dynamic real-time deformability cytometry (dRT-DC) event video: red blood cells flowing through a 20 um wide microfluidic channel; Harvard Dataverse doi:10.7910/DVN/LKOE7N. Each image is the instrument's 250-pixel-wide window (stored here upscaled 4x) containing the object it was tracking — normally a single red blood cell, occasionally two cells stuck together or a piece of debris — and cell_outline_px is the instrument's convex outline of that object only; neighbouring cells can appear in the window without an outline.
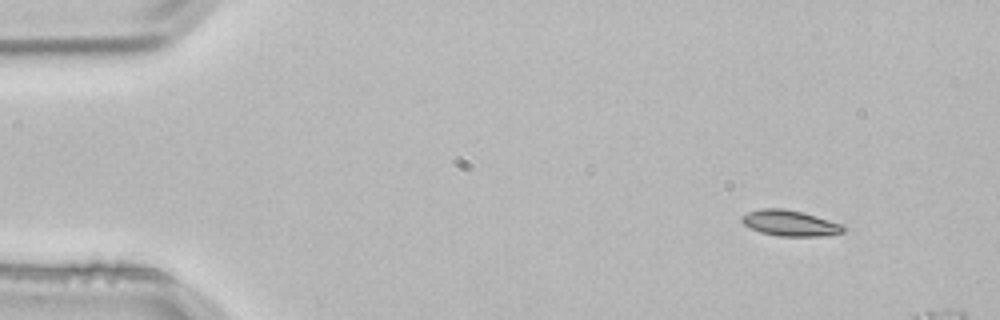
{"species": "common noctule bat (a hibernating species)", "species_latin": "Nyctalus noctula", "temperature_condition": "room temperature", "stored_images_in_passage": 3, "camera_frame_rate_fps": 3000, "um_per_image_px": 0.085, "animal": {"sex": "male", "body_mass_g": 21.5, "forearm_length_mm": 52.0}, "frame": {"image": 1, "passage_image": 1, "time_ms": 0.0, "image_size_px": [1000, 320], "cell_outline_px": [[844, 232], [820, 236], [780, 236], [760, 232], [744, 224], [740, 220], [740, 216], [748, 212], [760, 208], [780, 208], [804, 212], [844, 224]], "centroid_in_image_um": [67.15, 18.95], "position_along_channel_um": 17.9, "area_um2": 15.32}}